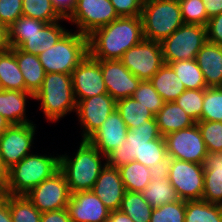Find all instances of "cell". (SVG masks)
<instances>
[{"label": "cell", "mask_w": 222, "mask_h": 222, "mask_svg": "<svg viewBox=\"0 0 222 222\" xmlns=\"http://www.w3.org/2000/svg\"><path fill=\"white\" fill-rule=\"evenodd\" d=\"M143 39L141 16L119 17L88 35L89 55L96 60H119Z\"/></svg>", "instance_id": "6da1fadb"}, {"label": "cell", "mask_w": 222, "mask_h": 222, "mask_svg": "<svg viewBox=\"0 0 222 222\" xmlns=\"http://www.w3.org/2000/svg\"><path fill=\"white\" fill-rule=\"evenodd\" d=\"M78 145L73 154L64 151L60 155L59 170L65 175L70 193L91 190L107 164L106 156L88 140H80Z\"/></svg>", "instance_id": "7a4b0ae2"}, {"label": "cell", "mask_w": 222, "mask_h": 222, "mask_svg": "<svg viewBox=\"0 0 222 222\" xmlns=\"http://www.w3.org/2000/svg\"><path fill=\"white\" fill-rule=\"evenodd\" d=\"M33 152L8 170V181L3 191L6 195H26L42 181L60 169V154Z\"/></svg>", "instance_id": "3957f363"}, {"label": "cell", "mask_w": 222, "mask_h": 222, "mask_svg": "<svg viewBox=\"0 0 222 222\" xmlns=\"http://www.w3.org/2000/svg\"><path fill=\"white\" fill-rule=\"evenodd\" d=\"M38 110L48 123H59L64 117L76 112L72 76L64 73H47L41 88L34 95ZM40 102V103H39Z\"/></svg>", "instance_id": "277c9868"}, {"label": "cell", "mask_w": 222, "mask_h": 222, "mask_svg": "<svg viewBox=\"0 0 222 222\" xmlns=\"http://www.w3.org/2000/svg\"><path fill=\"white\" fill-rule=\"evenodd\" d=\"M88 54V36L71 28L56 44L40 53L38 57L46 74L71 75Z\"/></svg>", "instance_id": "5b68a950"}, {"label": "cell", "mask_w": 222, "mask_h": 222, "mask_svg": "<svg viewBox=\"0 0 222 222\" xmlns=\"http://www.w3.org/2000/svg\"><path fill=\"white\" fill-rule=\"evenodd\" d=\"M141 19L144 38L159 43L184 24L178 0L143 2Z\"/></svg>", "instance_id": "8992f818"}, {"label": "cell", "mask_w": 222, "mask_h": 222, "mask_svg": "<svg viewBox=\"0 0 222 222\" xmlns=\"http://www.w3.org/2000/svg\"><path fill=\"white\" fill-rule=\"evenodd\" d=\"M207 42V29L198 24H183L161 44L165 64L192 60Z\"/></svg>", "instance_id": "52a82bcc"}, {"label": "cell", "mask_w": 222, "mask_h": 222, "mask_svg": "<svg viewBox=\"0 0 222 222\" xmlns=\"http://www.w3.org/2000/svg\"><path fill=\"white\" fill-rule=\"evenodd\" d=\"M119 18L110 0H77L72 13L66 18L75 31L90 35L94 30L106 26Z\"/></svg>", "instance_id": "ba28073f"}, {"label": "cell", "mask_w": 222, "mask_h": 222, "mask_svg": "<svg viewBox=\"0 0 222 222\" xmlns=\"http://www.w3.org/2000/svg\"><path fill=\"white\" fill-rule=\"evenodd\" d=\"M37 124L11 125L0 135V157L9 170L27 155L33 153L36 144Z\"/></svg>", "instance_id": "9c48e42d"}, {"label": "cell", "mask_w": 222, "mask_h": 222, "mask_svg": "<svg viewBox=\"0 0 222 222\" xmlns=\"http://www.w3.org/2000/svg\"><path fill=\"white\" fill-rule=\"evenodd\" d=\"M119 60L141 81L150 80L164 64L161 44L145 38Z\"/></svg>", "instance_id": "30bf717a"}, {"label": "cell", "mask_w": 222, "mask_h": 222, "mask_svg": "<svg viewBox=\"0 0 222 222\" xmlns=\"http://www.w3.org/2000/svg\"><path fill=\"white\" fill-rule=\"evenodd\" d=\"M155 116L138 127L128 130L125 142L106 156L107 165L121 167L135 159H141V149L148 141L161 138Z\"/></svg>", "instance_id": "8fae6325"}, {"label": "cell", "mask_w": 222, "mask_h": 222, "mask_svg": "<svg viewBox=\"0 0 222 222\" xmlns=\"http://www.w3.org/2000/svg\"><path fill=\"white\" fill-rule=\"evenodd\" d=\"M168 179L181 200H202L204 189L202 164L171 158Z\"/></svg>", "instance_id": "7c38bea8"}, {"label": "cell", "mask_w": 222, "mask_h": 222, "mask_svg": "<svg viewBox=\"0 0 222 222\" xmlns=\"http://www.w3.org/2000/svg\"><path fill=\"white\" fill-rule=\"evenodd\" d=\"M167 155L172 159L202 164L208 152L198 125L164 136Z\"/></svg>", "instance_id": "4fadbf2b"}, {"label": "cell", "mask_w": 222, "mask_h": 222, "mask_svg": "<svg viewBox=\"0 0 222 222\" xmlns=\"http://www.w3.org/2000/svg\"><path fill=\"white\" fill-rule=\"evenodd\" d=\"M41 212L67 208L71 193L65 175L59 170L25 195Z\"/></svg>", "instance_id": "5bb4252c"}, {"label": "cell", "mask_w": 222, "mask_h": 222, "mask_svg": "<svg viewBox=\"0 0 222 222\" xmlns=\"http://www.w3.org/2000/svg\"><path fill=\"white\" fill-rule=\"evenodd\" d=\"M116 110V100L108 93L77 101L76 113L81 140H87Z\"/></svg>", "instance_id": "9a60e30c"}, {"label": "cell", "mask_w": 222, "mask_h": 222, "mask_svg": "<svg viewBox=\"0 0 222 222\" xmlns=\"http://www.w3.org/2000/svg\"><path fill=\"white\" fill-rule=\"evenodd\" d=\"M71 76L76 101L107 93L100 60L89 54L73 70Z\"/></svg>", "instance_id": "2e32d148"}, {"label": "cell", "mask_w": 222, "mask_h": 222, "mask_svg": "<svg viewBox=\"0 0 222 222\" xmlns=\"http://www.w3.org/2000/svg\"><path fill=\"white\" fill-rule=\"evenodd\" d=\"M107 93L116 101L131 97L141 80L134 76L120 60H100Z\"/></svg>", "instance_id": "e0dca14e"}, {"label": "cell", "mask_w": 222, "mask_h": 222, "mask_svg": "<svg viewBox=\"0 0 222 222\" xmlns=\"http://www.w3.org/2000/svg\"><path fill=\"white\" fill-rule=\"evenodd\" d=\"M62 20L53 23H47L40 31L32 35H9V43L11 48H19L24 52L38 56L43 51L57 43L70 29L63 27Z\"/></svg>", "instance_id": "ac0fdd59"}, {"label": "cell", "mask_w": 222, "mask_h": 222, "mask_svg": "<svg viewBox=\"0 0 222 222\" xmlns=\"http://www.w3.org/2000/svg\"><path fill=\"white\" fill-rule=\"evenodd\" d=\"M67 210L72 222H107L111 212L92 190L71 193Z\"/></svg>", "instance_id": "d6986e66"}, {"label": "cell", "mask_w": 222, "mask_h": 222, "mask_svg": "<svg viewBox=\"0 0 222 222\" xmlns=\"http://www.w3.org/2000/svg\"><path fill=\"white\" fill-rule=\"evenodd\" d=\"M128 128L117 110L113 111L103 124L87 140L101 154L107 156L125 142Z\"/></svg>", "instance_id": "ffe728a7"}, {"label": "cell", "mask_w": 222, "mask_h": 222, "mask_svg": "<svg viewBox=\"0 0 222 222\" xmlns=\"http://www.w3.org/2000/svg\"><path fill=\"white\" fill-rule=\"evenodd\" d=\"M91 190L107 209L119 210L126 192L119 168L106 164Z\"/></svg>", "instance_id": "44dd1931"}, {"label": "cell", "mask_w": 222, "mask_h": 222, "mask_svg": "<svg viewBox=\"0 0 222 222\" xmlns=\"http://www.w3.org/2000/svg\"><path fill=\"white\" fill-rule=\"evenodd\" d=\"M29 99L30 101L34 100V95L29 91L1 90L0 115L9 121L11 125L34 123L30 120L31 117L26 114Z\"/></svg>", "instance_id": "7402d4cb"}, {"label": "cell", "mask_w": 222, "mask_h": 222, "mask_svg": "<svg viewBox=\"0 0 222 222\" xmlns=\"http://www.w3.org/2000/svg\"><path fill=\"white\" fill-rule=\"evenodd\" d=\"M204 189L202 200L222 205V152H208L203 159Z\"/></svg>", "instance_id": "603a6c76"}, {"label": "cell", "mask_w": 222, "mask_h": 222, "mask_svg": "<svg viewBox=\"0 0 222 222\" xmlns=\"http://www.w3.org/2000/svg\"><path fill=\"white\" fill-rule=\"evenodd\" d=\"M207 87L222 85V45L207 41L195 58Z\"/></svg>", "instance_id": "cb8c5ba5"}, {"label": "cell", "mask_w": 222, "mask_h": 222, "mask_svg": "<svg viewBox=\"0 0 222 222\" xmlns=\"http://www.w3.org/2000/svg\"><path fill=\"white\" fill-rule=\"evenodd\" d=\"M162 136L190 127L196 122L174 101L165 102L155 115Z\"/></svg>", "instance_id": "d4e9b609"}, {"label": "cell", "mask_w": 222, "mask_h": 222, "mask_svg": "<svg viewBox=\"0 0 222 222\" xmlns=\"http://www.w3.org/2000/svg\"><path fill=\"white\" fill-rule=\"evenodd\" d=\"M14 54L18 66L25 80V91L31 92L33 95L41 88L46 72L39 61V57L24 52L19 48H14Z\"/></svg>", "instance_id": "484cf974"}, {"label": "cell", "mask_w": 222, "mask_h": 222, "mask_svg": "<svg viewBox=\"0 0 222 222\" xmlns=\"http://www.w3.org/2000/svg\"><path fill=\"white\" fill-rule=\"evenodd\" d=\"M149 81L165 102L175 101L186 90L173 68L165 63Z\"/></svg>", "instance_id": "4316f807"}, {"label": "cell", "mask_w": 222, "mask_h": 222, "mask_svg": "<svg viewBox=\"0 0 222 222\" xmlns=\"http://www.w3.org/2000/svg\"><path fill=\"white\" fill-rule=\"evenodd\" d=\"M0 83L3 90L25 91V80L18 66L14 48L0 52Z\"/></svg>", "instance_id": "83f0119b"}, {"label": "cell", "mask_w": 222, "mask_h": 222, "mask_svg": "<svg viewBox=\"0 0 222 222\" xmlns=\"http://www.w3.org/2000/svg\"><path fill=\"white\" fill-rule=\"evenodd\" d=\"M116 110L124 120L128 130L145 124L154 115L148 108L137 102L133 96L116 101Z\"/></svg>", "instance_id": "f1b7e54d"}, {"label": "cell", "mask_w": 222, "mask_h": 222, "mask_svg": "<svg viewBox=\"0 0 222 222\" xmlns=\"http://www.w3.org/2000/svg\"><path fill=\"white\" fill-rule=\"evenodd\" d=\"M184 222H222V205L204 200L185 201Z\"/></svg>", "instance_id": "f546056e"}, {"label": "cell", "mask_w": 222, "mask_h": 222, "mask_svg": "<svg viewBox=\"0 0 222 222\" xmlns=\"http://www.w3.org/2000/svg\"><path fill=\"white\" fill-rule=\"evenodd\" d=\"M126 191L142 192L151 181L150 168L138 161L119 167Z\"/></svg>", "instance_id": "4dcf8cb0"}, {"label": "cell", "mask_w": 222, "mask_h": 222, "mask_svg": "<svg viewBox=\"0 0 222 222\" xmlns=\"http://www.w3.org/2000/svg\"><path fill=\"white\" fill-rule=\"evenodd\" d=\"M141 194L153 208L180 200L168 178L150 181Z\"/></svg>", "instance_id": "1f68e13d"}, {"label": "cell", "mask_w": 222, "mask_h": 222, "mask_svg": "<svg viewBox=\"0 0 222 222\" xmlns=\"http://www.w3.org/2000/svg\"><path fill=\"white\" fill-rule=\"evenodd\" d=\"M119 210L133 222H150L153 207L143 198L141 192L126 191Z\"/></svg>", "instance_id": "d6a6232c"}, {"label": "cell", "mask_w": 222, "mask_h": 222, "mask_svg": "<svg viewBox=\"0 0 222 222\" xmlns=\"http://www.w3.org/2000/svg\"><path fill=\"white\" fill-rule=\"evenodd\" d=\"M176 75L182 81L185 89H206L202 71L195 59L181 60L169 63Z\"/></svg>", "instance_id": "836d02e7"}, {"label": "cell", "mask_w": 222, "mask_h": 222, "mask_svg": "<svg viewBox=\"0 0 222 222\" xmlns=\"http://www.w3.org/2000/svg\"><path fill=\"white\" fill-rule=\"evenodd\" d=\"M13 222H41V212L25 195H8Z\"/></svg>", "instance_id": "e575fe53"}, {"label": "cell", "mask_w": 222, "mask_h": 222, "mask_svg": "<svg viewBox=\"0 0 222 222\" xmlns=\"http://www.w3.org/2000/svg\"><path fill=\"white\" fill-rule=\"evenodd\" d=\"M22 15L45 23L62 20L51 0H22Z\"/></svg>", "instance_id": "d590c367"}, {"label": "cell", "mask_w": 222, "mask_h": 222, "mask_svg": "<svg viewBox=\"0 0 222 222\" xmlns=\"http://www.w3.org/2000/svg\"><path fill=\"white\" fill-rule=\"evenodd\" d=\"M201 120L222 122V89L208 87L204 89Z\"/></svg>", "instance_id": "8d00e7d4"}, {"label": "cell", "mask_w": 222, "mask_h": 222, "mask_svg": "<svg viewBox=\"0 0 222 222\" xmlns=\"http://www.w3.org/2000/svg\"><path fill=\"white\" fill-rule=\"evenodd\" d=\"M204 89H186L174 102L196 123L201 121Z\"/></svg>", "instance_id": "74e56055"}, {"label": "cell", "mask_w": 222, "mask_h": 222, "mask_svg": "<svg viewBox=\"0 0 222 222\" xmlns=\"http://www.w3.org/2000/svg\"><path fill=\"white\" fill-rule=\"evenodd\" d=\"M133 98L148 108L154 116L159 112L165 103L163 98L154 89L149 80L140 82L138 88L135 90Z\"/></svg>", "instance_id": "f35d334b"}, {"label": "cell", "mask_w": 222, "mask_h": 222, "mask_svg": "<svg viewBox=\"0 0 222 222\" xmlns=\"http://www.w3.org/2000/svg\"><path fill=\"white\" fill-rule=\"evenodd\" d=\"M178 1L184 24H198L206 27L209 18L207 17L203 0Z\"/></svg>", "instance_id": "ab89813d"}, {"label": "cell", "mask_w": 222, "mask_h": 222, "mask_svg": "<svg viewBox=\"0 0 222 222\" xmlns=\"http://www.w3.org/2000/svg\"><path fill=\"white\" fill-rule=\"evenodd\" d=\"M196 124L205 142L207 152H222V122L201 120Z\"/></svg>", "instance_id": "60d3db41"}, {"label": "cell", "mask_w": 222, "mask_h": 222, "mask_svg": "<svg viewBox=\"0 0 222 222\" xmlns=\"http://www.w3.org/2000/svg\"><path fill=\"white\" fill-rule=\"evenodd\" d=\"M185 201L167 203L153 208L150 222H184Z\"/></svg>", "instance_id": "b9f144b4"}, {"label": "cell", "mask_w": 222, "mask_h": 222, "mask_svg": "<svg viewBox=\"0 0 222 222\" xmlns=\"http://www.w3.org/2000/svg\"><path fill=\"white\" fill-rule=\"evenodd\" d=\"M167 156V149L164 136L144 145L141 149V159H135L148 168H152L154 164L160 162Z\"/></svg>", "instance_id": "7bdbcfd3"}, {"label": "cell", "mask_w": 222, "mask_h": 222, "mask_svg": "<svg viewBox=\"0 0 222 222\" xmlns=\"http://www.w3.org/2000/svg\"><path fill=\"white\" fill-rule=\"evenodd\" d=\"M47 23L30 17L21 16L11 26L9 35H32L40 31Z\"/></svg>", "instance_id": "ee69618b"}, {"label": "cell", "mask_w": 222, "mask_h": 222, "mask_svg": "<svg viewBox=\"0 0 222 222\" xmlns=\"http://www.w3.org/2000/svg\"><path fill=\"white\" fill-rule=\"evenodd\" d=\"M22 0H0V22L11 26L22 16Z\"/></svg>", "instance_id": "f6af8a7d"}, {"label": "cell", "mask_w": 222, "mask_h": 222, "mask_svg": "<svg viewBox=\"0 0 222 222\" xmlns=\"http://www.w3.org/2000/svg\"><path fill=\"white\" fill-rule=\"evenodd\" d=\"M119 17L141 16L142 0H110Z\"/></svg>", "instance_id": "bcb514c9"}, {"label": "cell", "mask_w": 222, "mask_h": 222, "mask_svg": "<svg viewBox=\"0 0 222 222\" xmlns=\"http://www.w3.org/2000/svg\"><path fill=\"white\" fill-rule=\"evenodd\" d=\"M206 29L207 41L222 45V13L209 18Z\"/></svg>", "instance_id": "7dc6e473"}, {"label": "cell", "mask_w": 222, "mask_h": 222, "mask_svg": "<svg viewBox=\"0 0 222 222\" xmlns=\"http://www.w3.org/2000/svg\"><path fill=\"white\" fill-rule=\"evenodd\" d=\"M171 158L167 155L160 162L153 165L150 168L151 181H157L162 178H168L169 163Z\"/></svg>", "instance_id": "c3c4849f"}, {"label": "cell", "mask_w": 222, "mask_h": 222, "mask_svg": "<svg viewBox=\"0 0 222 222\" xmlns=\"http://www.w3.org/2000/svg\"><path fill=\"white\" fill-rule=\"evenodd\" d=\"M41 222H72V220L67 208H65L42 213Z\"/></svg>", "instance_id": "681fc988"}, {"label": "cell", "mask_w": 222, "mask_h": 222, "mask_svg": "<svg viewBox=\"0 0 222 222\" xmlns=\"http://www.w3.org/2000/svg\"><path fill=\"white\" fill-rule=\"evenodd\" d=\"M53 7L63 17L67 18L76 6L77 0H51Z\"/></svg>", "instance_id": "f907efd6"}, {"label": "cell", "mask_w": 222, "mask_h": 222, "mask_svg": "<svg viewBox=\"0 0 222 222\" xmlns=\"http://www.w3.org/2000/svg\"><path fill=\"white\" fill-rule=\"evenodd\" d=\"M0 222H13L8 205V195L4 193L0 195Z\"/></svg>", "instance_id": "816d5d0a"}, {"label": "cell", "mask_w": 222, "mask_h": 222, "mask_svg": "<svg viewBox=\"0 0 222 222\" xmlns=\"http://www.w3.org/2000/svg\"><path fill=\"white\" fill-rule=\"evenodd\" d=\"M207 17L211 18L222 13V0H203Z\"/></svg>", "instance_id": "f5cc1de1"}, {"label": "cell", "mask_w": 222, "mask_h": 222, "mask_svg": "<svg viewBox=\"0 0 222 222\" xmlns=\"http://www.w3.org/2000/svg\"><path fill=\"white\" fill-rule=\"evenodd\" d=\"M9 27L3 22H0V52L8 50L10 47L9 43Z\"/></svg>", "instance_id": "db71d44e"}, {"label": "cell", "mask_w": 222, "mask_h": 222, "mask_svg": "<svg viewBox=\"0 0 222 222\" xmlns=\"http://www.w3.org/2000/svg\"><path fill=\"white\" fill-rule=\"evenodd\" d=\"M107 222H133V220L120 210L111 211Z\"/></svg>", "instance_id": "11a10c76"}, {"label": "cell", "mask_w": 222, "mask_h": 222, "mask_svg": "<svg viewBox=\"0 0 222 222\" xmlns=\"http://www.w3.org/2000/svg\"><path fill=\"white\" fill-rule=\"evenodd\" d=\"M8 181V169L4 166L0 157V190L3 192Z\"/></svg>", "instance_id": "9f6ffc18"}, {"label": "cell", "mask_w": 222, "mask_h": 222, "mask_svg": "<svg viewBox=\"0 0 222 222\" xmlns=\"http://www.w3.org/2000/svg\"><path fill=\"white\" fill-rule=\"evenodd\" d=\"M11 124L2 115H0V135L7 130Z\"/></svg>", "instance_id": "6f0895ef"}]
</instances>
